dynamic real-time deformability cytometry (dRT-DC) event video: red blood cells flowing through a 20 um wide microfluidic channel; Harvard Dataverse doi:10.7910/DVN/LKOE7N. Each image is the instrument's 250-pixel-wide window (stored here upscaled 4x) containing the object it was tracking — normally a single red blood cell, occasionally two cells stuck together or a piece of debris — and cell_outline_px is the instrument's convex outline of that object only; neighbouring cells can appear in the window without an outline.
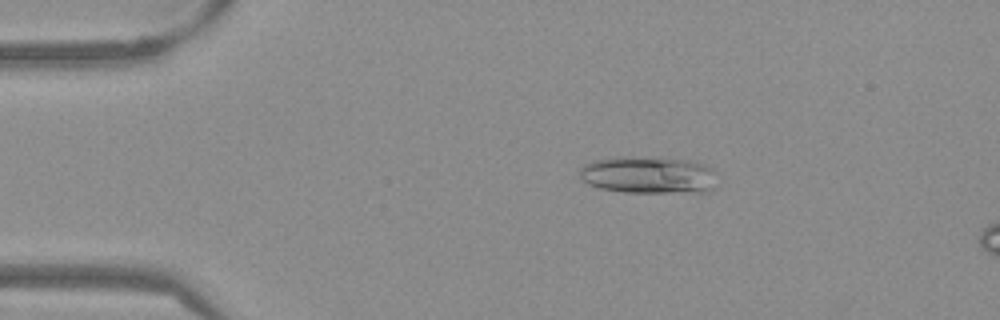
{"species": "Egyptian fruit bat (a non-hibernating species)", "species_latin": "Rousettus aegyptiacus", "temperature_condition": "warm", "stored_images_in_passage": 16, "camera_frame_rate_fps": 3000, "um_per_image_px": 0.085, "frame": {"image": 1, "passage_image": 10, "time_ms": 3.0, "image_size_px": [1000, 320], "cell_outline_px": [[716, 172], [712, 188], [708, 192], [624, 192], [600, 188], [588, 184], [580, 176], [580, 168], [584, 164], [592, 160], [620, 156], [688, 160], [704, 164], [712, 168]], "centroid_in_image_um": [55.1, 14.87], "position_along_channel_um": 29.9, "area_um2": 29.71}}